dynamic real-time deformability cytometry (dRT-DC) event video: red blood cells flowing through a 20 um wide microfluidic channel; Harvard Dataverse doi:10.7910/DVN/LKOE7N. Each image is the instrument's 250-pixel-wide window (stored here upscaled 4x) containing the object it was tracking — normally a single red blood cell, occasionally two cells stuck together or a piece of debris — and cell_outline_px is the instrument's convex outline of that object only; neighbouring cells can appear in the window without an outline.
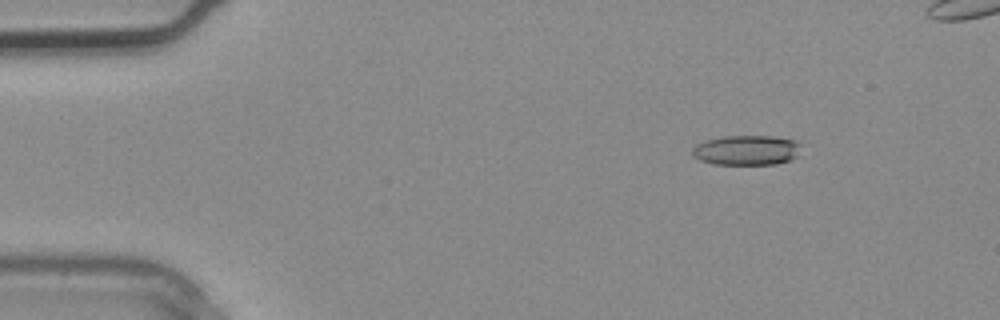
{"species": "common noctule bat (a hibernating species)", "species_latin": "Nyctalus noctula", "temperature_condition": "warm", "stored_images_in_passage": 2, "camera_frame_rate_fps": 3000, "um_per_image_px": 0.085, "animal": {"sex": "male", "body_mass_g": 20.4}, "frame": {"image": 1, "passage_image": 1, "time_ms": 0.0, "image_size_px": [1000, 320], "cell_outline_px": [[800, 144], [796, 156], [792, 160], [776, 164], [712, 164], [700, 160], [692, 156], [692, 148], [696, 144], [708, 140], [724, 136], [772, 136], [796, 140]], "centroid_in_image_um": [63.45, 12.77], "position_along_channel_um": 21.6, "area_um2": 18.96}}